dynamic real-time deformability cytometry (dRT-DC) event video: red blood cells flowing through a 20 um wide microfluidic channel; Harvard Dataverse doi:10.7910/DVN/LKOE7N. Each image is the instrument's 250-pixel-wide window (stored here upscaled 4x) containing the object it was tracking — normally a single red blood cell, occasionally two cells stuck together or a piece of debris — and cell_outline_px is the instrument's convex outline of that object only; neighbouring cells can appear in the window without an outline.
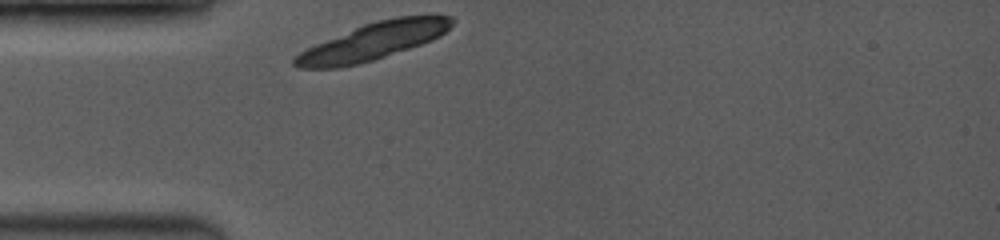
{"species": "common noctule bat (a hibernating species)", "species_latin": "Nyctalus noctula", "temperature_condition": "room temperature", "stored_images_in_passage": 1, "camera_frame_rate_fps": 3500, "um_per_image_px": 0.085, "animal": {"sex": "female", "body_mass_g": 19.0, "forearm_length_mm": 53.3}, "frame": {"image": 1, "passage_image": 1, "time_ms": 0.0, "image_size_px": [1000, 240], "cell_outline_px": [[456, 20], [440, 36], [432, 40], [372, 60], [356, 64], [336, 68], [300, 68], [292, 64], [292, 60], [300, 52], [316, 44], [364, 24], [376, 20], [396, 16], [432, 12], [436, 12], [452, 16]], "centroid_in_image_um": [31.83, 3.45], "position_along_channel_um": 53.2, "area_um2": 34.1}}